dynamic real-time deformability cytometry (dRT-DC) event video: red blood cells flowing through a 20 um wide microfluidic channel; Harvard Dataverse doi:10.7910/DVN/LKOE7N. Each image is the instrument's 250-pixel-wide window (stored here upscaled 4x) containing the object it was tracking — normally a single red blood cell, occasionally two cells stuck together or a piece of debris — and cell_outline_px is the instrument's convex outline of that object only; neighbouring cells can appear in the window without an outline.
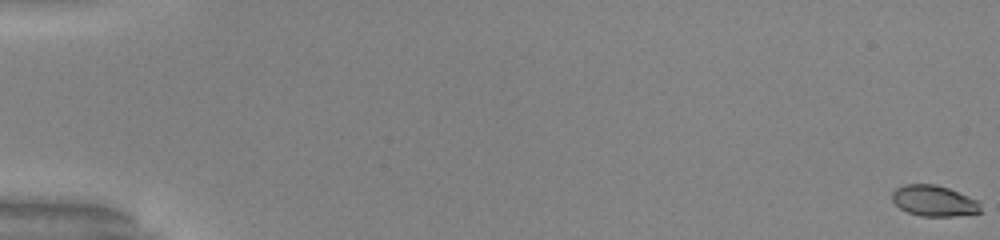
{"species": "common noctule bat (a hibernating species)", "species_latin": "Nyctalus noctula", "temperature_condition": "warm", "stored_images_in_passage": 54, "camera_frame_rate_fps": 3000, "um_per_image_px": 0.085, "animal": {"sex": "male", "body_mass_g": 20.0, "forearm_length_mm": 53.3}, "frame": {"image": 1, "passage_image": 1, "time_ms": 0.0, "image_size_px": [1000, 240], "cell_outline_px": [[984, 212], [952, 216], [920, 216], [908, 212], [900, 208], [892, 200], [892, 192], [896, 188], [904, 184], [936, 184], [948, 188], [968, 196], [976, 200], [980, 204]], "centroid_in_image_um": [79.39, 17.07], "position_along_channel_um": 5.6, "area_um2": 15.95}}
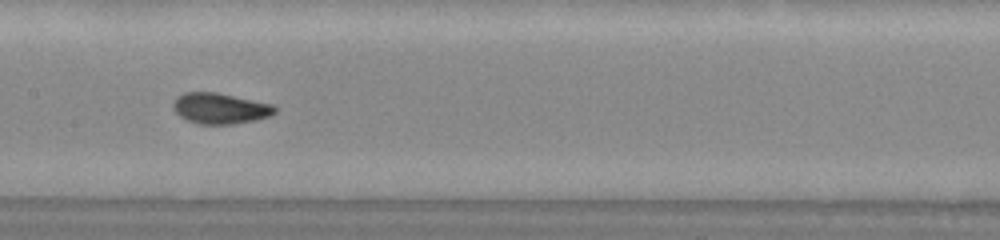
{"frame": {"image": 2, "passage_image": 29, "time_ms": 9.333, "image_size_px": [1000, 240], "cell_outline_px": [[276, 112], [268, 116], [256, 120], [232, 124], [200, 124], [188, 120], [180, 116], [172, 108], [172, 104], [184, 92], [216, 92], [272, 104], [276, 108]], "centroid_in_image_um": [18.71, 9.21], "position_along_channel_um": 188.7, "area_um2": 18.03}}
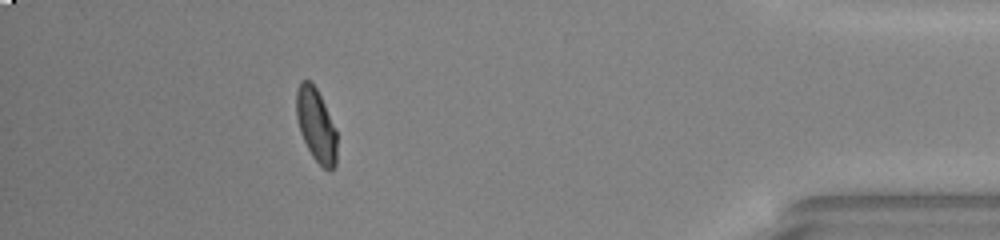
{"frame": {"image": 3, "passage_image": 49, "time_ms": 16.0, "image_size_px": [1000, 240], "cell_outline_px": [[336, 164], [332, 168], [324, 168], [312, 156], [300, 132], [296, 116], [296, 92], [300, 80], [312, 80], [336, 128]], "centroid_in_image_um": [26.85, 10.58], "position_along_channel_um": 408.3, "area_um2": 17.17}, "authors_computed_cell_mechanics": {"area_um2": 17.4845, "velocity_mm_per_s": 3.99, "shape_relaxation_time_tau1_ms": 3.4542, "shape_relaxation_time_tau2_ms": 0.6217, "deformation_change_tau1": 0.1677, "deformation_change_tau2": 0.0574}}